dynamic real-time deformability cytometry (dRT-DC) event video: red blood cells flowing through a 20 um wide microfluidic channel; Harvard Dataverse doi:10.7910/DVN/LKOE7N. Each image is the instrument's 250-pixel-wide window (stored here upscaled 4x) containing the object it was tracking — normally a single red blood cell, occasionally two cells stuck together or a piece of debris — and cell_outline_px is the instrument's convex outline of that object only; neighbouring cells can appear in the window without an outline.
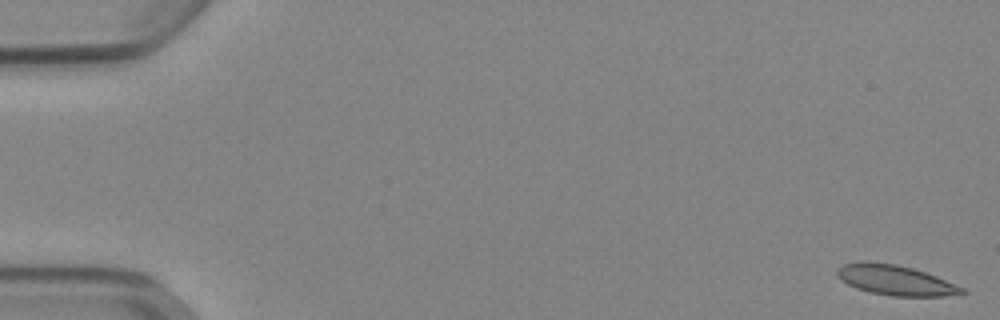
{"species": "Egyptian fruit bat (a non-hibernating species)", "species_latin": "Rousettus aegyptiacus", "temperature_condition": "cold", "stored_images_in_passage": 53, "camera_frame_rate_fps": 3000, "um_per_image_px": 0.085, "animal": {"sex": "female"}, "frame": {"image": 1, "passage_image": 1, "time_ms": 0.0, "image_size_px": [1000, 320], "cell_outline_px": [[968, 292], [944, 296], [892, 296], [868, 292], [856, 288], [840, 280], [836, 276], [836, 268], [844, 264], [860, 260], [864, 260], [896, 264], [912, 268], [936, 276], [964, 288]], "centroid_in_image_um": [76.04, 23.8], "position_along_channel_um": 9.0, "area_um2": 22.08}}
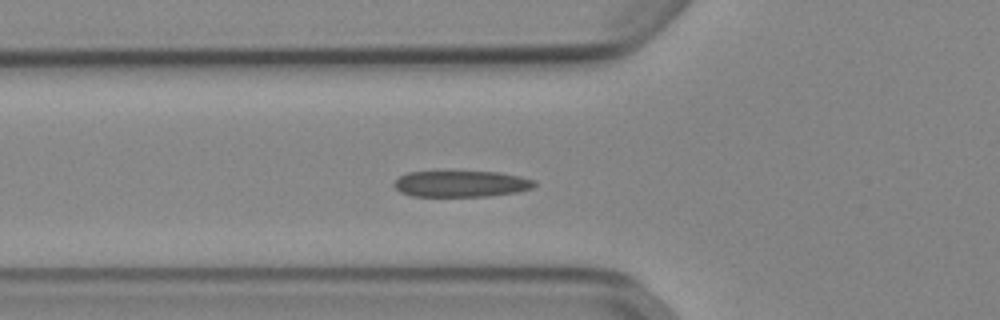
{"frame": {"image": 2, "passage_image": 19, "time_ms": 6.0, "image_size_px": [1000, 320], "cell_outline_px": [[536, 184], [532, 188], [516, 192], [488, 196], [412, 196], [400, 192], [392, 184], [400, 176], [408, 172], [500, 172], [520, 176], [536, 180]], "centroid_in_image_um": [39.21, 15.62], "position_along_channel_um": 86.6, "area_um2": 21.39}}
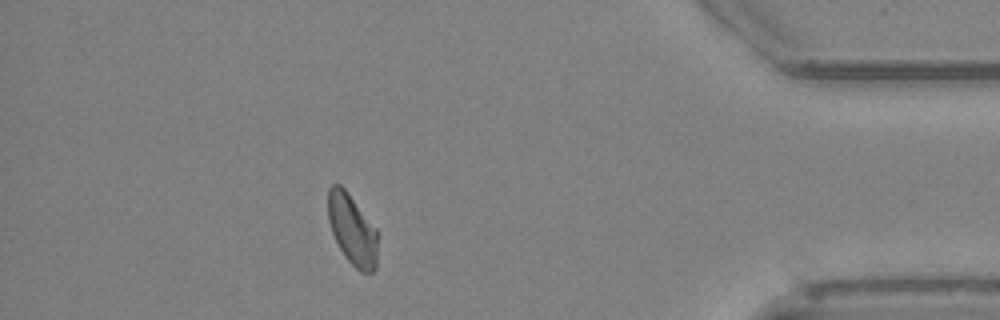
{"frame": {"image": 3, "passage_image": 47, "time_ms": 15.333, "image_size_px": [1000, 320], "cell_outline_px": [[376, 268], [372, 272], [360, 272], [344, 256], [332, 232], [328, 220], [328, 188], [332, 184], [340, 184], [344, 188], [376, 228]], "centroid_in_image_um": [29.92, 19.51], "position_along_channel_um": 405.3, "area_um2": 20.11}, "authors_computed_cell_mechanics": {"area_um2": 21.6172, "velocity_mm_per_s": 3.859, "shape_relaxation_time_tau1_ms": 3.7669, "shape_relaxation_time_tau2_ms": 1.1945, "deformation_change_tau1": 0.1163, "deformation_change_tau2": 0.0766}}